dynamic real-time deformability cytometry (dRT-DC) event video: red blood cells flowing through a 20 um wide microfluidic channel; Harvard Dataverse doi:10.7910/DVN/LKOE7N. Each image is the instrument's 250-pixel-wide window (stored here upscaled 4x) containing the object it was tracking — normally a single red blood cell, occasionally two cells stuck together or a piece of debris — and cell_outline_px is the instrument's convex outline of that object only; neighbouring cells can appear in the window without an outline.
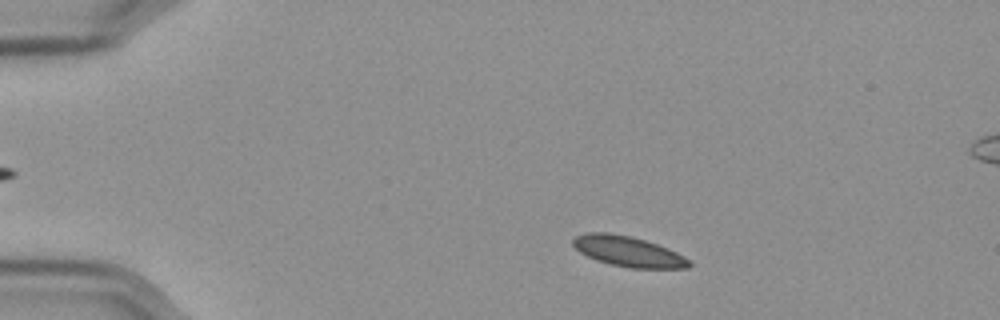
{"species": "Egyptian fruit bat (a non-hibernating species)", "species_latin": "Rousettus aegyptiacus", "temperature_condition": "cold", "stored_images_in_passage": 52, "camera_frame_rate_fps": 3000, "um_per_image_px": 0.085, "frame": {"image": 1, "passage_image": 5, "time_ms": 1.333, "image_size_px": [1000, 320], "cell_outline_px": [[692, 264], [688, 268], [632, 268], [612, 264], [596, 260], [580, 252], [572, 244], [572, 240], [576, 236], [588, 232], [608, 232], [628, 236], [644, 240], [668, 248], [692, 260]], "centroid_in_image_um": [53.41, 21.37], "position_along_channel_um": 31.6, "area_um2": 20.4}}
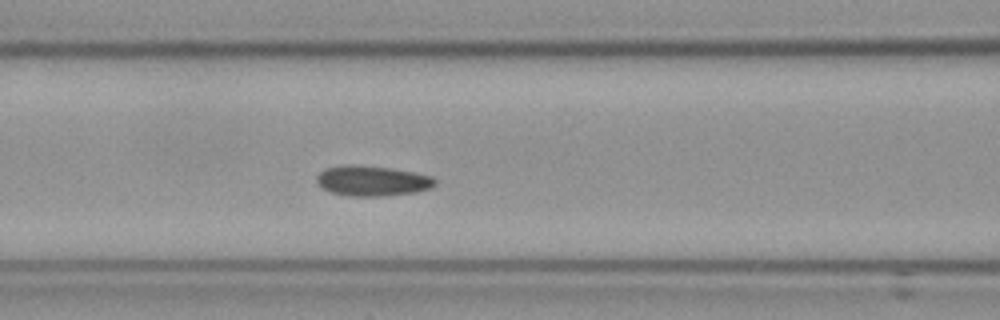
{"frame": {"image": 2, "passage_image": 19, "time_ms": 6.0, "image_size_px": [1000, 320], "cell_outline_px": [[436, 184], [432, 188], [416, 192], [384, 196], [352, 196], [332, 192], [324, 188], [316, 180], [316, 176], [324, 168], [344, 164], [352, 164], [392, 168], [432, 176], [436, 180]], "centroid_in_image_um": [31.66, 15.36], "position_along_channel_um": 134.9, "area_um2": 20.92}}
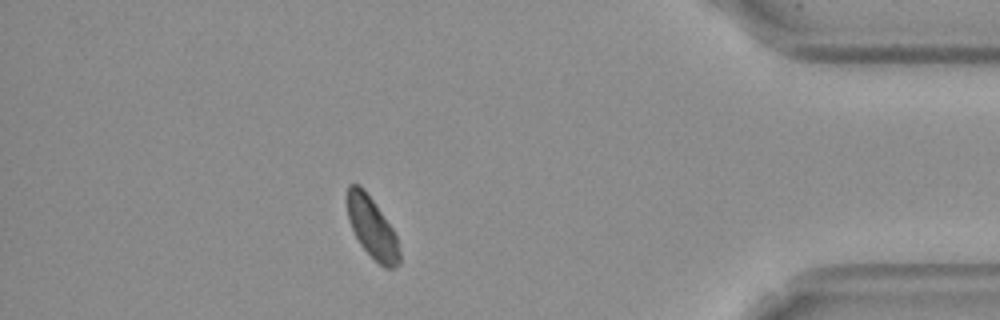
{"frame": {"image": 3, "passage_image": 45, "time_ms": 14.667, "image_size_px": [1000, 320], "cell_outline_px": [[400, 264], [392, 268], [384, 268], [360, 244], [348, 220], [348, 184], [360, 184], [364, 188], [392, 228], [396, 236], [400, 252]], "centroid_in_image_um": [31.64, 19.36], "position_along_channel_um": 403.6, "area_um2": 18.21}}